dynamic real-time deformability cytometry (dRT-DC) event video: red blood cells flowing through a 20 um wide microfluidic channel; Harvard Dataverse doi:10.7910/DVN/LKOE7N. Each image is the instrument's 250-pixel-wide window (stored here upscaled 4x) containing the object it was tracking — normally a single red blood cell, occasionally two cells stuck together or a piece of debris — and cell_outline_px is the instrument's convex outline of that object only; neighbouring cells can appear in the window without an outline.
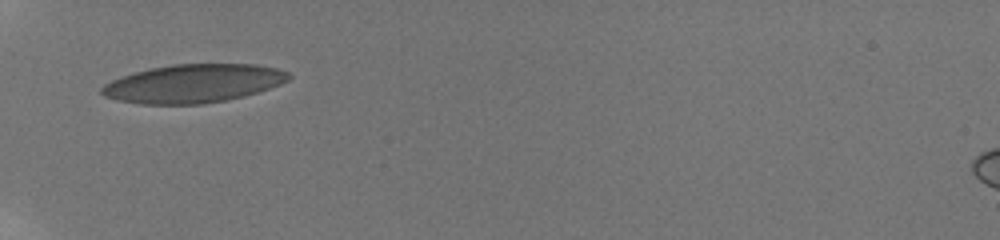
{"species": "human", "species_latin": "Homo sapiens", "temperature_condition": "room temperature", "stored_images_in_passage": 2, "camera_frame_rate_fps": 3000, "um_per_image_px": 0.085, "donor": {"sex": "male"}, "frame": {"image": 1, "passage_image": 1, "time_ms": 0.0, "image_size_px": [1000, 240], "cell_outline_px": [[292, 76], [288, 80], [280, 84], [244, 96], [204, 104], [140, 104], [116, 100], [104, 96], [100, 92], [100, 88], [104, 84], [112, 80], [136, 72], [152, 68], [172, 64], [256, 64], [280, 68], [288, 72]], "centroid_in_image_um": [16.44, 7.09], "position_along_channel_um": 68.6, "area_um2": 41.79}}